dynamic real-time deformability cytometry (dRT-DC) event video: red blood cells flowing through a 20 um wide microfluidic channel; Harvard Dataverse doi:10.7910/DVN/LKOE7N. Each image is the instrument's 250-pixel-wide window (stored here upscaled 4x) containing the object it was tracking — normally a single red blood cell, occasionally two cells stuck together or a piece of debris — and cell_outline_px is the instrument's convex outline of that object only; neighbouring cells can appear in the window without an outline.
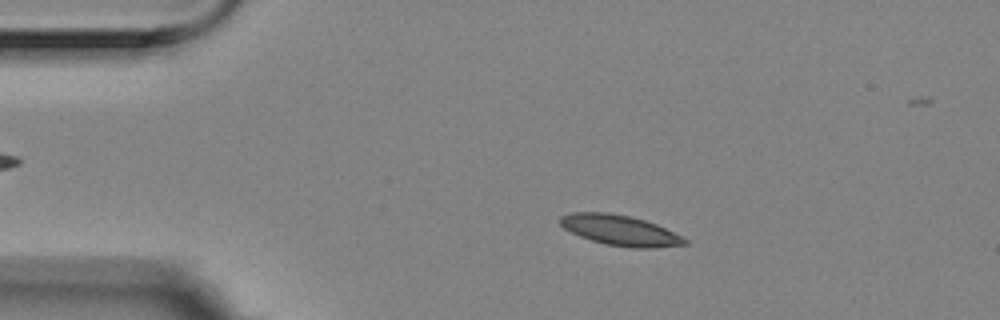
{"species": "Egyptian fruit bat (a non-hibernating species)", "species_latin": "Rousettus aegyptiacus", "temperature_condition": "room temperature", "stored_images_in_passage": 6, "camera_frame_rate_fps": 3000, "um_per_image_px": 0.085, "animal": {"sex": "female"}, "frame": {"image": 1, "passage_image": 3, "time_ms": 0.667, "image_size_px": [1000, 320], "cell_outline_px": [[688, 244], [656, 248], [632, 248], [604, 244], [580, 236], [564, 228], [560, 224], [560, 216], [572, 212], [608, 212], [628, 216], [644, 220], [656, 224], [688, 240]], "centroid_in_image_um": [52.7, 19.58], "position_along_channel_um": 32.3, "area_um2": 21.91}}
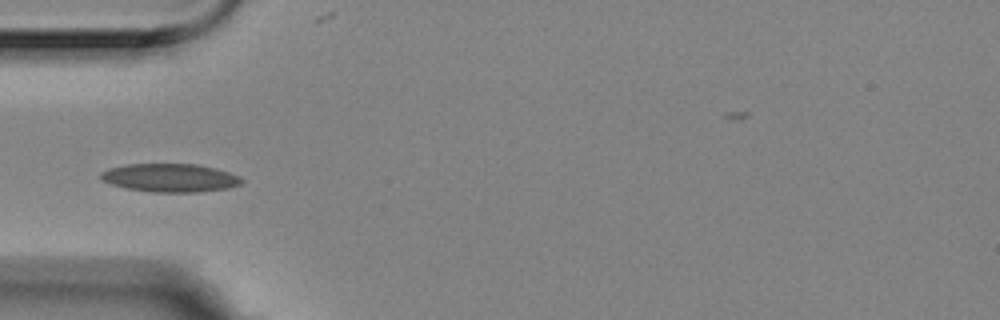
{"frame": {"image": 2, "passage_image": 5, "time_ms": 1.333, "image_size_px": [1000, 320], "cell_outline_px": [[244, 180], [240, 184], [228, 188], [196, 192], [152, 192], [124, 188], [100, 180], [100, 172], [108, 168], [128, 164], [196, 164], [216, 168], [240, 176]], "centroid_in_image_um": [14.43, 15.11], "position_along_channel_um": 70.6, "area_um2": 23.35}}
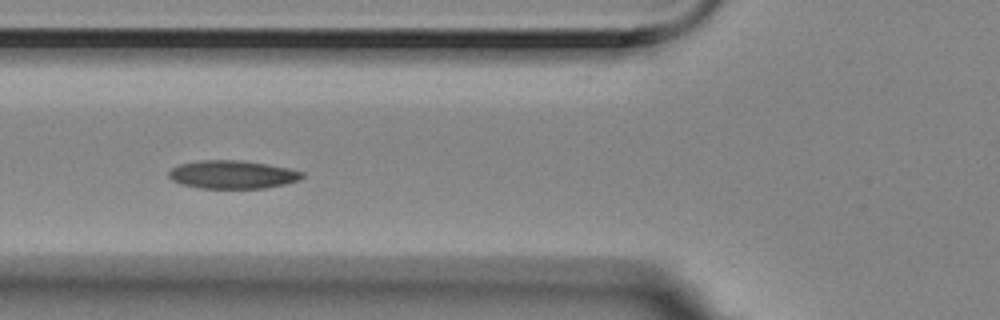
{"frame": {"image": 3, "passage_image": 6, "time_ms": 1.667, "image_size_px": [1000, 320], "cell_outline_px": [[304, 176], [300, 180], [284, 184], [264, 188], [200, 188], [180, 184], [172, 180], [168, 176], [168, 172], [172, 168], [180, 164], [200, 160], [240, 160], [268, 164], [288, 168], [304, 172]], "centroid_in_image_um": [19.76, 14.83], "position_along_channel_um": 106.0, "area_um2": 21.96}}